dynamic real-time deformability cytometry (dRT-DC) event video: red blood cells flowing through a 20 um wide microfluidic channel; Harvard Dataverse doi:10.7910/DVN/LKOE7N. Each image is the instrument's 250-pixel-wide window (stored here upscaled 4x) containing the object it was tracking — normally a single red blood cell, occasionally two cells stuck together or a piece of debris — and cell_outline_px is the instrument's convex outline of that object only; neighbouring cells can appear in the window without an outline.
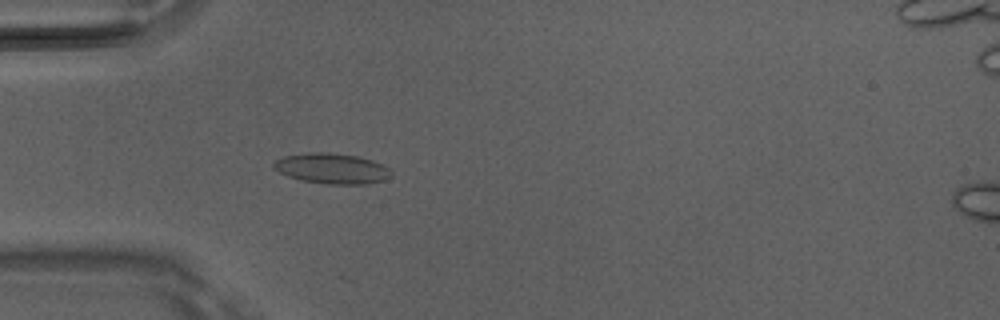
{"species": "Egyptian fruit bat (a non-hibernating species)", "species_latin": "Rousettus aegyptiacus", "temperature_condition": "room temperature", "stored_images_in_passage": 1, "camera_frame_rate_fps": 3000, "um_per_image_px": 0.085, "animal": {"sex": "male"}, "frame": {"image": 1, "passage_image": 1, "time_ms": 0.0, "image_size_px": [1000, 320], "cell_outline_px": [[392, 176], [384, 180], [368, 184], [328, 184], [300, 180], [288, 176], [272, 168], [272, 164], [276, 160], [284, 156], [308, 152], [328, 152], [356, 156], [372, 160], [388, 168], [392, 172]], "centroid_in_image_um": [28.2, 14.32], "position_along_channel_um": 56.8, "area_um2": 20.87}}